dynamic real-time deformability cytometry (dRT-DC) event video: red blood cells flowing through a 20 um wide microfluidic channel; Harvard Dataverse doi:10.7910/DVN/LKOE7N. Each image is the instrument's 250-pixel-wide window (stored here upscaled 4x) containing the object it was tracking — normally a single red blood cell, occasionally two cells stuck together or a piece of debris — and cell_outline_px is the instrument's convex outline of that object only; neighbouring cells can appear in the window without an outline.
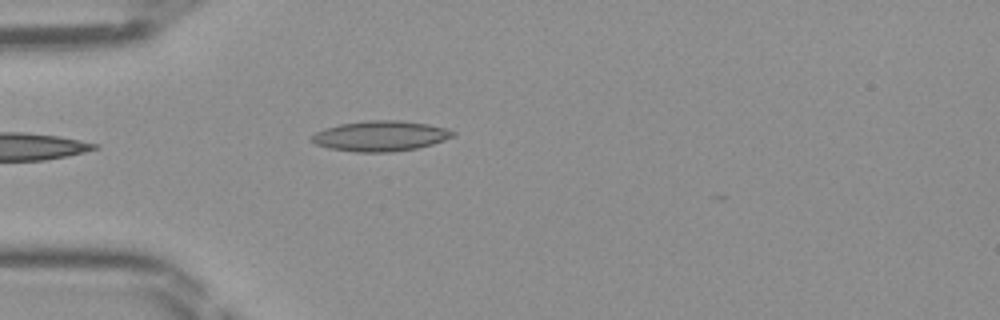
{"species": "Egyptian fruit bat (a non-hibernating species)", "species_latin": "Rousettus aegyptiacus", "temperature_condition": "room temperature", "stored_images_in_passage": 22, "camera_frame_rate_fps": 3000, "um_per_image_px": 0.085, "frame": {"image": 1, "passage_image": 1, "time_ms": 0.0, "image_size_px": [1000, 320], "cell_outline_px": [[456, 136], [432, 144], [416, 148], [392, 152], [356, 152], [328, 148], [316, 144], [308, 140], [316, 132], [324, 128], [340, 124], [368, 120], [400, 120], [428, 124], [444, 128], [456, 132]], "centroid_in_image_um": [32.32, 11.56], "position_along_channel_um": 52.7, "area_um2": 25.03}}
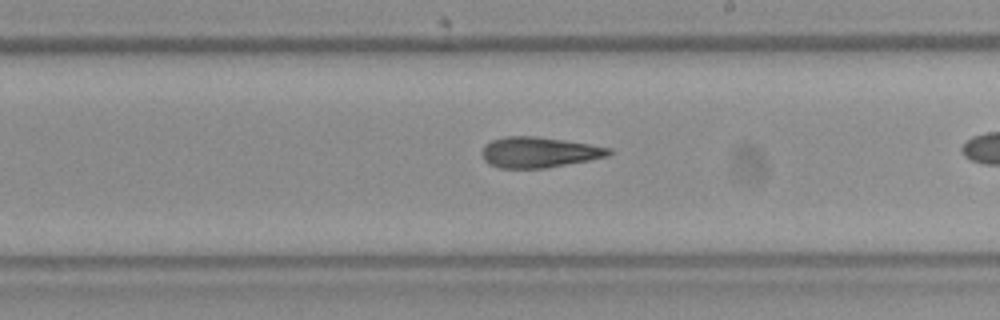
{"frame": {"image": 2, "passage_image": 12, "time_ms": 3.667, "image_size_px": [1000, 320], "cell_outline_px": [[612, 152], [608, 156], [588, 160], [544, 168], [500, 168], [488, 164], [484, 160], [480, 152], [484, 144], [492, 140], [504, 136], [536, 136], [564, 140], [612, 148]], "centroid_in_image_um": [45.75, 12.94], "position_along_channel_um": 243.2, "area_um2": 22.66}}
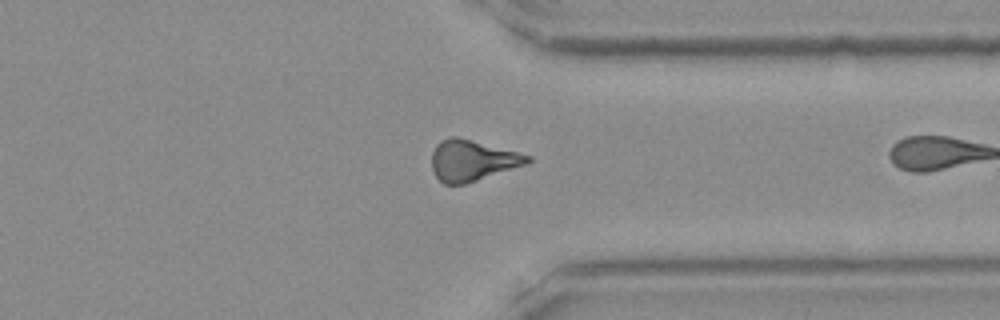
{"frame": {"image": 3, "passage_image": 21, "time_ms": 6.667, "image_size_px": [1000, 320], "cell_outline_px": [[532, 160], [528, 164], [464, 184], [444, 184], [436, 176], [432, 168], [432, 152], [436, 144], [440, 140], [448, 136], [456, 136], [532, 156]], "centroid_in_image_um": [40.13, 13.63], "position_along_channel_um": 371.3, "area_um2": 22.72}}